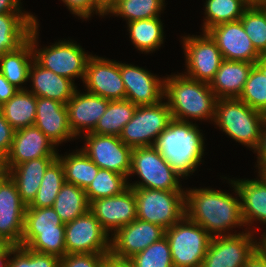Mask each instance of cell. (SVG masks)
Masks as SVG:
<instances>
[{
  "label": "cell",
  "mask_w": 266,
  "mask_h": 267,
  "mask_svg": "<svg viewBox=\"0 0 266 267\" xmlns=\"http://www.w3.org/2000/svg\"><path fill=\"white\" fill-rule=\"evenodd\" d=\"M15 129L4 118L0 109V153L7 156L11 150Z\"/></svg>",
  "instance_id": "cell-45"
},
{
  "label": "cell",
  "mask_w": 266,
  "mask_h": 267,
  "mask_svg": "<svg viewBox=\"0 0 266 267\" xmlns=\"http://www.w3.org/2000/svg\"><path fill=\"white\" fill-rule=\"evenodd\" d=\"M131 42L142 53H151L163 43V24L159 17L127 22Z\"/></svg>",
  "instance_id": "cell-34"
},
{
  "label": "cell",
  "mask_w": 266,
  "mask_h": 267,
  "mask_svg": "<svg viewBox=\"0 0 266 267\" xmlns=\"http://www.w3.org/2000/svg\"><path fill=\"white\" fill-rule=\"evenodd\" d=\"M266 115L250 108L239 98H220L216 103L214 122L236 142L255 150Z\"/></svg>",
  "instance_id": "cell-5"
},
{
  "label": "cell",
  "mask_w": 266,
  "mask_h": 267,
  "mask_svg": "<svg viewBox=\"0 0 266 267\" xmlns=\"http://www.w3.org/2000/svg\"><path fill=\"white\" fill-rule=\"evenodd\" d=\"M89 210L110 235L137 219L134 189L128 187L121 194L92 201Z\"/></svg>",
  "instance_id": "cell-18"
},
{
  "label": "cell",
  "mask_w": 266,
  "mask_h": 267,
  "mask_svg": "<svg viewBox=\"0 0 266 267\" xmlns=\"http://www.w3.org/2000/svg\"><path fill=\"white\" fill-rule=\"evenodd\" d=\"M36 18L28 12L0 14V56L16 51L28 40Z\"/></svg>",
  "instance_id": "cell-28"
},
{
  "label": "cell",
  "mask_w": 266,
  "mask_h": 267,
  "mask_svg": "<svg viewBox=\"0 0 266 267\" xmlns=\"http://www.w3.org/2000/svg\"><path fill=\"white\" fill-rule=\"evenodd\" d=\"M240 21L256 51L266 55V12L261 7H248Z\"/></svg>",
  "instance_id": "cell-41"
},
{
  "label": "cell",
  "mask_w": 266,
  "mask_h": 267,
  "mask_svg": "<svg viewBox=\"0 0 266 267\" xmlns=\"http://www.w3.org/2000/svg\"><path fill=\"white\" fill-rule=\"evenodd\" d=\"M229 181L237 197L210 188L185 191V216L202 226L212 237L232 235L226 231L245 226L238 189L232 180Z\"/></svg>",
  "instance_id": "cell-1"
},
{
  "label": "cell",
  "mask_w": 266,
  "mask_h": 267,
  "mask_svg": "<svg viewBox=\"0 0 266 267\" xmlns=\"http://www.w3.org/2000/svg\"><path fill=\"white\" fill-rule=\"evenodd\" d=\"M64 183V168L57 158L46 170L35 198L27 207H52Z\"/></svg>",
  "instance_id": "cell-36"
},
{
  "label": "cell",
  "mask_w": 266,
  "mask_h": 267,
  "mask_svg": "<svg viewBox=\"0 0 266 267\" xmlns=\"http://www.w3.org/2000/svg\"><path fill=\"white\" fill-rule=\"evenodd\" d=\"M174 267H201L212 236L184 216L165 230Z\"/></svg>",
  "instance_id": "cell-7"
},
{
  "label": "cell",
  "mask_w": 266,
  "mask_h": 267,
  "mask_svg": "<svg viewBox=\"0 0 266 267\" xmlns=\"http://www.w3.org/2000/svg\"><path fill=\"white\" fill-rule=\"evenodd\" d=\"M206 32L215 41L225 60L257 64L262 57L254 48L240 20L215 25Z\"/></svg>",
  "instance_id": "cell-17"
},
{
  "label": "cell",
  "mask_w": 266,
  "mask_h": 267,
  "mask_svg": "<svg viewBox=\"0 0 266 267\" xmlns=\"http://www.w3.org/2000/svg\"><path fill=\"white\" fill-rule=\"evenodd\" d=\"M247 7H264L266 6V0H244Z\"/></svg>",
  "instance_id": "cell-54"
},
{
  "label": "cell",
  "mask_w": 266,
  "mask_h": 267,
  "mask_svg": "<svg viewBox=\"0 0 266 267\" xmlns=\"http://www.w3.org/2000/svg\"><path fill=\"white\" fill-rule=\"evenodd\" d=\"M182 39L187 66L184 75L210 83L224 60L215 41L207 32L202 36H183Z\"/></svg>",
  "instance_id": "cell-14"
},
{
  "label": "cell",
  "mask_w": 266,
  "mask_h": 267,
  "mask_svg": "<svg viewBox=\"0 0 266 267\" xmlns=\"http://www.w3.org/2000/svg\"><path fill=\"white\" fill-rule=\"evenodd\" d=\"M58 157H41L25 161L9 169L21 200L28 206L36 196L48 167Z\"/></svg>",
  "instance_id": "cell-26"
},
{
  "label": "cell",
  "mask_w": 266,
  "mask_h": 267,
  "mask_svg": "<svg viewBox=\"0 0 266 267\" xmlns=\"http://www.w3.org/2000/svg\"><path fill=\"white\" fill-rule=\"evenodd\" d=\"M164 236V228L137 218L112 234L109 256L117 260L128 261Z\"/></svg>",
  "instance_id": "cell-15"
},
{
  "label": "cell",
  "mask_w": 266,
  "mask_h": 267,
  "mask_svg": "<svg viewBox=\"0 0 266 267\" xmlns=\"http://www.w3.org/2000/svg\"><path fill=\"white\" fill-rule=\"evenodd\" d=\"M38 127L57 146L61 142L76 138L68 123L66 104L44 97H36V119Z\"/></svg>",
  "instance_id": "cell-23"
},
{
  "label": "cell",
  "mask_w": 266,
  "mask_h": 267,
  "mask_svg": "<svg viewBox=\"0 0 266 267\" xmlns=\"http://www.w3.org/2000/svg\"><path fill=\"white\" fill-rule=\"evenodd\" d=\"M126 98L133 104L154 105L164 98V79L138 66L120 63Z\"/></svg>",
  "instance_id": "cell-20"
},
{
  "label": "cell",
  "mask_w": 266,
  "mask_h": 267,
  "mask_svg": "<svg viewBox=\"0 0 266 267\" xmlns=\"http://www.w3.org/2000/svg\"><path fill=\"white\" fill-rule=\"evenodd\" d=\"M245 267H266V253L259 248L249 259Z\"/></svg>",
  "instance_id": "cell-50"
},
{
  "label": "cell",
  "mask_w": 266,
  "mask_h": 267,
  "mask_svg": "<svg viewBox=\"0 0 266 267\" xmlns=\"http://www.w3.org/2000/svg\"><path fill=\"white\" fill-rule=\"evenodd\" d=\"M26 207L9 177L0 188V238L7 244L20 246Z\"/></svg>",
  "instance_id": "cell-19"
},
{
  "label": "cell",
  "mask_w": 266,
  "mask_h": 267,
  "mask_svg": "<svg viewBox=\"0 0 266 267\" xmlns=\"http://www.w3.org/2000/svg\"><path fill=\"white\" fill-rule=\"evenodd\" d=\"M247 8L244 0H206L203 32L224 22L240 20Z\"/></svg>",
  "instance_id": "cell-35"
},
{
  "label": "cell",
  "mask_w": 266,
  "mask_h": 267,
  "mask_svg": "<svg viewBox=\"0 0 266 267\" xmlns=\"http://www.w3.org/2000/svg\"><path fill=\"white\" fill-rule=\"evenodd\" d=\"M0 177H10L6 165V156L0 153Z\"/></svg>",
  "instance_id": "cell-53"
},
{
  "label": "cell",
  "mask_w": 266,
  "mask_h": 267,
  "mask_svg": "<svg viewBox=\"0 0 266 267\" xmlns=\"http://www.w3.org/2000/svg\"><path fill=\"white\" fill-rule=\"evenodd\" d=\"M172 119L167 102L137 106L132 119L124 126L119 137L132 148L154 146L158 136Z\"/></svg>",
  "instance_id": "cell-10"
},
{
  "label": "cell",
  "mask_w": 266,
  "mask_h": 267,
  "mask_svg": "<svg viewBox=\"0 0 266 267\" xmlns=\"http://www.w3.org/2000/svg\"><path fill=\"white\" fill-rule=\"evenodd\" d=\"M9 256L8 267H60L59 257L35 252L26 246H14Z\"/></svg>",
  "instance_id": "cell-42"
},
{
  "label": "cell",
  "mask_w": 266,
  "mask_h": 267,
  "mask_svg": "<svg viewBox=\"0 0 266 267\" xmlns=\"http://www.w3.org/2000/svg\"><path fill=\"white\" fill-rule=\"evenodd\" d=\"M165 0H119L110 10L114 14L132 22L135 20L159 17Z\"/></svg>",
  "instance_id": "cell-38"
},
{
  "label": "cell",
  "mask_w": 266,
  "mask_h": 267,
  "mask_svg": "<svg viewBox=\"0 0 266 267\" xmlns=\"http://www.w3.org/2000/svg\"><path fill=\"white\" fill-rule=\"evenodd\" d=\"M9 177H0V188L2 184L8 179Z\"/></svg>",
  "instance_id": "cell-57"
},
{
  "label": "cell",
  "mask_w": 266,
  "mask_h": 267,
  "mask_svg": "<svg viewBox=\"0 0 266 267\" xmlns=\"http://www.w3.org/2000/svg\"><path fill=\"white\" fill-rule=\"evenodd\" d=\"M259 175L262 176V178H264L266 180V165L263 166L259 171H258Z\"/></svg>",
  "instance_id": "cell-56"
},
{
  "label": "cell",
  "mask_w": 266,
  "mask_h": 267,
  "mask_svg": "<svg viewBox=\"0 0 266 267\" xmlns=\"http://www.w3.org/2000/svg\"><path fill=\"white\" fill-rule=\"evenodd\" d=\"M101 267H131L128 261H121L110 256L103 262Z\"/></svg>",
  "instance_id": "cell-52"
},
{
  "label": "cell",
  "mask_w": 266,
  "mask_h": 267,
  "mask_svg": "<svg viewBox=\"0 0 266 267\" xmlns=\"http://www.w3.org/2000/svg\"><path fill=\"white\" fill-rule=\"evenodd\" d=\"M21 0H0V14L2 13H24L20 8Z\"/></svg>",
  "instance_id": "cell-48"
},
{
  "label": "cell",
  "mask_w": 266,
  "mask_h": 267,
  "mask_svg": "<svg viewBox=\"0 0 266 267\" xmlns=\"http://www.w3.org/2000/svg\"><path fill=\"white\" fill-rule=\"evenodd\" d=\"M203 138L195 123L172 119L154 146L180 177H186L202 162Z\"/></svg>",
  "instance_id": "cell-2"
},
{
  "label": "cell",
  "mask_w": 266,
  "mask_h": 267,
  "mask_svg": "<svg viewBox=\"0 0 266 267\" xmlns=\"http://www.w3.org/2000/svg\"><path fill=\"white\" fill-rule=\"evenodd\" d=\"M246 231L212 237L201 267H245L260 248V242L254 241V231Z\"/></svg>",
  "instance_id": "cell-11"
},
{
  "label": "cell",
  "mask_w": 266,
  "mask_h": 267,
  "mask_svg": "<svg viewBox=\"0 0 266 267\" xmlns=\"http://www.w3.org/2000/svg\"><path fill=\"white\" fill-rule=\"evenodd\" d=\"M119 0H95V13L100 16L109 14L110 10L118 3Z\"/></svg>",
  "instance_id": "cell-49"
},
{
  "label": "cell",
  "mask_w": 266,
  "mask_h": 267,
  "mask_svg": "<svg viewBox=\"0 0 266 267\" xmlns=\"http://www.w3.org/2000/svg\"><path fill=\"white\" fill-rule=\"evenodd\" d=\"M257 64L266 72V55H263Z\"/></svg>",
  "instance_id": "cell-55"
},
{
  "label": "cell",
  "mask_w": 266,
  "mask_h": 267,
  "mask_svg": "<svg viewBox=\"0 0 266 267\" xmlns=\"http://www.w3.org/2000/svg\"><path fill=\"white\" fill-rule=\"evenodd\" d=\"M58 159L64 168L65 182L84 190L95 179L100 169L81 149L69 155L58 154Z\"/></svg>",
  "instance_id": "cell-32"
},
{
  "label": "cell",
  "mask_w": 266,
  "mask_h": 267,
  "mask_svg": "<svg viewBox=\"0 0 266 267\" xmlns=\"http://www.w3.org/2000/svg\"><path fill=\"white\" fill-rule=\"evenodd\" d=\"M64 237L66 254H110L111 237L90 210L65 223Z\"/></svg>",
  "instance_id": "cell-12"
},
{
  "label": "cell",
  "mask_w": 266,
  "mask_h": 267,
  "mask_svg": "<svg viewBox=\"0 0 266 267\" xmlns=\"http://www.w3.org/2000/svg\"><path fill=\"white\" fill-rule=\"evenodd\" d=\"M254 152L257 153V167L260 170L263 166L266 165V121L262 128V133L259 139V143L256 146Z\"/></svg>",
  "instance_id": "cell-47"
},
{
  "label": "cell",
  "mask_w": 266,
  "mask_h": 267,
  "mask_svg": "<svg viewBox=\"0 0 266 267\" xmlns=\"http://www.w3.org/2000/svg\"><path fill=\"white\" fill-rule=\"evenodd\" d=\"M136 107L127 99L109 101L104 115L91 133L120 136L124 126L132 119Z\"/></svg>",
  "instance_id": "cell-33"
},
{
  "label": "cell",
  "mask_w": 266,
  "mask_h": 267,
  "mask_svg": "<svg viewBox=\"0 0 266 267\" xmlns=\"http://www.w3.org/2000/svg\"><path fill=\"white\" fill-rule=\"evenodd\" d=\"M83 83L87 92L110 101L126 98L119 62L92 55L87 62Z\"/></svg>",
  "instance_id": "cell-16"
},
{
  "label": "cell",
  "mask_w": 266,
  "mask_h": 267,
  "mask_svg": "<svg viewBox=\"0 0 266 267\" xmlns=\"http://www.w3.org/2000/svg\"><path fill=\"white\" fill-rule=\"evenodd\" d=\"M18 91L19 89L12 85L0 72V106L6 103Z\"/></svg>",
  "instance_id": "cell-46"
},
{
  "label": "cell",
  "mask_w": 266,
  "mask_h": 267,
  "mask_svg": "<svg viewBox=\"0 0 266 267\" xmlns=\"http://www.w3.org/2000/svg\"><path fill=\"white\" fill-rule=\"evenodd\" d=\"M38 22L32 27L28 40L31 42L34 59L46 69L54 73L66 77L74 82V79L81 78L84 81L87 62L92 55L83 50L78 44L72 40H60L59 42L38 49Z\"/></svg>",
  "instance_id": "cell-6"
},
{
  "label": "cell",
  "mask_w": 266,
  "mask_h": 267,
  "mask_svg": "<svg viewBox=\"0 0 266 267\" xmlns=\"http://www.w3.org/2000/svg\"><path fill=\"white\" fill-rule=\"evenodd\" d=\"M89 206L85 190L65 182L52 207L65 224L85 214Z\"/></svg>",
  "instance_id": "cell-31"
},
{
  "label": "cell",
  "mask_w": 266,
  "mask_h": 267,
  "mask_svg": "<svg viewBox=\"0 0 266 267\" xmlns=\"http://www.w3.org/2000/svg\"><path fill=\"white\" fill-rule=\"evenodd\" d=\"M33 60V48L31 42L27 40L16 51L0 56V72L16 88L25 90L21 86L29 80V69Z\"/></svg>",
  "instance_id": "cell-29"
},
{
  "label": "cell",
  "mask_w": 266,
  "mask_h": 267,
  "mask_svg": "<svg viewBox=\"0 0 266 267\" xmlns=\"http://www.w3.org/2000/svg\"><path fill=\"white\" fill-rule=\"evenodd\" d=\"M132 189L136 198L138 219L166 230L185 216V190Z\"/></svg>",
  "instance_id": "cell-8"
},
{
  "label": "cell",
  "mask_w": 266,
  "mask_h": 267,
  "mask_svg": "<svg viewBox=\"0 0 266 267\" xmlns=\"http://www.w3.org/2000/svg\"><path fill=\"white\" fill-rule=\"evenodd\" d=\"M109 101L89 92L81 94L76 89L66 103L68 123L73 135L80 137L81 132H85V134L92 132L99 119L104 115Z\"/></svg>",
  "instance_id": "cell-22"
},
{
  "label": "cell",
  "mask_w": 266,
  "mask_h": 267,
  "mask_svg": "<svg viewBox=\"0 0 266 267\" xmlns=\"http://www.w3.org/2000/svg\"><path fill=\"white\" fill-rule=\"evenodd\" d=\"M128 178L124 175L99 169L95 179L85 189L89 204L100 198L111 197L121 194L128 188Z\"/></svg>",
  "instance_id": "cell-37"
},
{
  "label": "cell",
  "mask_w": 266,
  "mask_h": 267,
  "mask_svg": "<svg viewBox=\"0 0 266 267\" xmlns=\"http://www.w3.org/2000/svg\"><path fill=\"white\" fill-rule=\"evenodd\" d=\"M4 118L15 129L33 126L36 119V96L27 88L19 90L0 106Z\"/></svg>",
  "instance_id": "cell-30"
},
{
  "label": "cell",
  "mask_w": 266,
  "mask_h": 267,
  "mask_svg": "<svg viewBox=\"0 0 266 267\" xmlns=\"http://www.w3.org/2000/svg\"><path fill=\"white\" fill-rule=\"evenodd\" d=\"M70 12L81 19H89L95 11V0H62Z\"/></svg>",
  "instance_id": "cell-44"
},
{
  "label": "cell",
  "mask_w": 266,
  "mask_h": 267,
  "mask_svg": "<svg viewBox=\"0 0 266 267\" xmlns=\"http://www.w3.org/2000/svg\"><path fill=\"white\" fill-rule=\"evenodd\" d=\"M7 243L4 242L1 238H0V250L6 245Z\"/></svg>",
  "instance_id": "cell-58"
},
{
  "label": "cell",
  "mask_w": 266,
  "mask_h": 267,
  "mask_svg": "<svg viewBox=\"0 0 266 267\" xmlns=\"http://www.w3.org/2000/svg\"><path fill=\"white\" fill-rule=\"evenodd\" d=\"M232 180L241 199V214L244 225L251 226L254 221L266 224V180Z\"/></svg>",
  "instance_id": "cell-27"
},
{
  "label": "cell",
  "mask_w": 266,
  "mask_h": 267,
  "mask_svg": "<svg viewBox=\"0 0 266 267\" xmlns=\"http://www.w3.org/2000/svg\"><path fill=\"white\" fill-rule=\"evenodd\" d=\"M32 89L36 97L53 99L66 104L76 91L74 82L53 71L43 68L35 59L29 69Z\"/></svg>",
  "instance_id": "cell-24"
},
{
  "label": "cell",
  "mask_w": 266,
  "mask_h": 267,
  "mask_svg": "<svg viewBox=\"0 0 266 267\" xmlns=\"http://www.w3.org/2000/svg\"><path fill=\"white\" fill-rule=\"evenodd\" d=\"M131 174L142 181L128 183L130 188L183 191L180 176L162 157L155 146L135 147L132 150ZM132 184V185H131Z\"/></svg>",
  "instance_id": "cell-9"
},
{
  "label": "cell",
  "mask_w": 266,
  "mask_h": 267,
  "mask_svg": "<svg viewBox=\"0 0 266 267\" xmlns=\"http://www.w3.org/2000/svg\"><path fill=\"white\" fill-rule=\"evenodd\" d=\"M109 254H66L60 258V267H101Z\"/></svg>",
  "instance_id": "cell-43"
},
{
  "label": "cell",
  "mask_w": 266,
  "mask_h": 267,
  "mask_svg": "<svg viewBox=\"0 0 266 267\" xmlns=\"http://www.w3.org/2000/svg\"><path fill=\"white\" fill-rule=\"evenodd\" d=\"M14 247L12 244H6L0 250V267H8V258L10 257V250Z\"/></svg>",
  "instance_id": "cell-51"
},
{
  "label": "cell",
  "mask_w": 266,
  "mask_h": 267,
  "mask_svg": "<svg viewBox=\"0 0 266 267\" xmlns=\"http://www.w3.org/2000/svg\"><path fill=\"white\" fill-rule=\"evenodd\" d=\"M64 235L65 224L53 207H26L20 246L62 258L66 255Z\"/></svg>",
  "instance_id": "cell-4"
},
{
  "label": "cell",
  "mask_w": 266,
  "mask_h": 267,
  "mask_svg": "<svg viewBox=\"0 0 266 267\" xmlns=\"http://www.w3.org/2000/svg\"><path fill=\"white\" fill-rule=\"evenodd\" d=\"M131 267H174L170 245L164 236L128 260Z\"/></svg>",
  "instance_id": "cell-40"
},
{
  "label": "cell",
  "mask_w": 266,
  "mask_h": 267,
  "mask_svg": "<svg viewBox=\"0 0 266 267\" xmlns=\"http://www.w3.org/2000/svg\"><path fill=\"white\" fill-rule=\"evenodd\" d=\"M239 99L266 115V72L258 64L252 67Z\"/></svg>",
  "instance_id": "cell-39"
},
{
  "label": "cell",
  "mask_w": 266,
  "mask_h": 267,
  "mask_svg": "<svg viewBox=\"0 0 266 267\" xmlns=\"http://www.w3.org/2000/svg\"><path fill=\"white\" fill-rule=\"evenodd\" d=\"M254 65L250 62L224 59L214 78L209 83L215 96L218 99L239 98Z\"/></svg>",
  "instance_id": "cell-25"
},
{
  "label": "cell",
  "mask_w": 266,
  "mask_h": 267,
  "mask_svg": "<svg viewBox=\"0 0 266 267\" xmlns=\"http://www.w3.org/2000/svg\"><path fill=\"white\" fill-rule=\"evenodd\" d=\"M165 99L173 119L187 122L190 118L214 121L218 98L209 83L191 79L184 74L164 77Z\"/></svg>",
  "instance_id": "cell-3"
},
{
  "label": "cell",
  "mask_w": 266,
  "mask_h": 267,
  "mask_svg": "<svg viewBox=\"0 0 266 267\" xmlns=\"http://www.w3.org/2000/svg\"><path fill=\"white\" fill-rule=\"evenodd\" d=\"M56 145L35 125L16 130L11 150L6 156L7 169L28 160L58 157Z\"/></svg>",
  "instance_id": "cell-21"
},
{
  "label": "cell",
  "mask_w": 266,
  "mask_h": 267,
  "mask_svg": "<svg viewBox=\"0 0 266 267\" xmlns=\"http://www.w3.org/2000/svg\"><path fill=\"white\" fill-rule=\"evenodd\" d=\"M85 146L81 149L100 169L130 176L132 150L119 136L84 134Z\"/></svg>",
  "instance_id": "cell-13"
},
{
  "label": "cell",
  "mask_w": 266,
  "mask_h": 267,
  "mask_svg": "<svg viewBox=\"0 0 266 267\" xmlns=\"http://www.w3.org/2000/svg\"><path fill=\"white\" fill-rule=\"evenodd\" d=\"M265 12H266V6H264V7H261Z\"/></svg>",
  "instance_id": "cell-59"
}]
</instances>
